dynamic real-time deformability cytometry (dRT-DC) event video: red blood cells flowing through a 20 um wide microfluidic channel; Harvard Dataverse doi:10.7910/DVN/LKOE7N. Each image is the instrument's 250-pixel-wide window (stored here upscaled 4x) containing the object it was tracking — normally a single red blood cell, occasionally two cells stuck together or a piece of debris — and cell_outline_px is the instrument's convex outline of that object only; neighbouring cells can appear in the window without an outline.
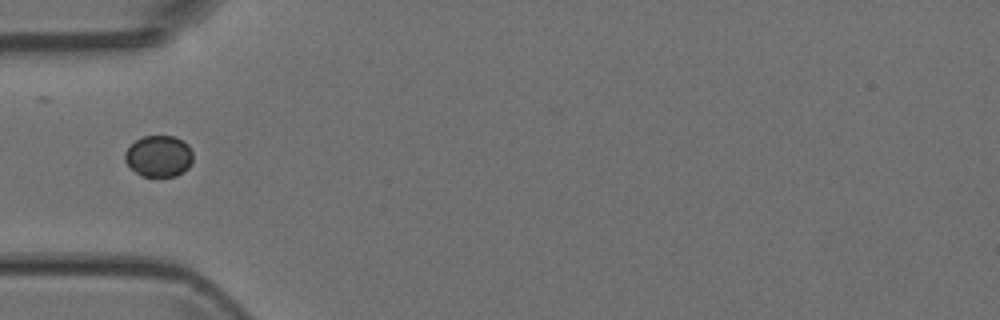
{"species": "Egyptian fruit bat (a non-hibernating species)", "species_latin": "Rousettus aegyptiacus", "temperature_condition": "room temperature", "stored_images_in_passage": 5, "camera_frame_rate_fps": 3000, "um_per_image_px": 0.085, "animal": {"sex": "female"}, "frame": {"image": 1, "passage_image": 5, "time_ms": 5.333, "image_size_px": [1000, 320], "cell_outline_px": [[192, 160], [188, 168], [184, 172], [176, 176], [140, 176], [124, 160], [124, 152], [136, 140], [144, 136], [172, 136], [188, 144], [192, 152]], "centroid_in_image_um": [13.5, 13.28], "position_along_channel_um": 71.5, "area_um2": 16.3}}